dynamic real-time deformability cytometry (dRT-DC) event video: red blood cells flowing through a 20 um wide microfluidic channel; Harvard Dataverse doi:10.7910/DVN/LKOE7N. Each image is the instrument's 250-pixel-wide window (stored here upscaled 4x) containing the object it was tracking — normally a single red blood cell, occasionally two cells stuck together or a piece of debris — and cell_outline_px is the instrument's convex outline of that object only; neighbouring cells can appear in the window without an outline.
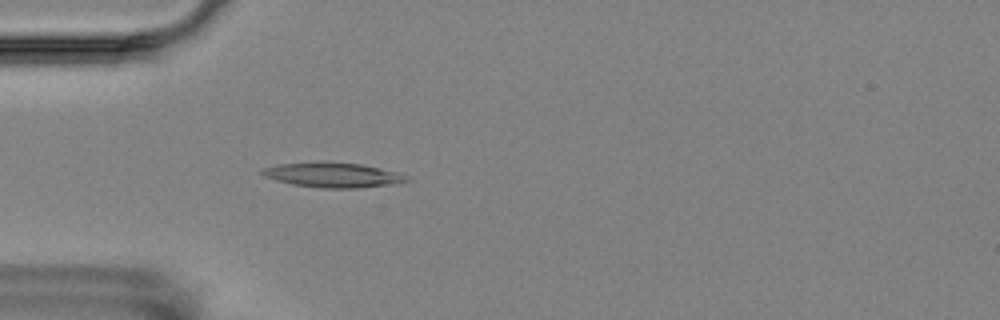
{"species": "Egyptian fruit bat (a non-hibernating species)", "species_latin": "Rousettus aegyptiacus", "temperature_condition": "room temperature", "stored_images_in_passage": 4, "camera_frame_rate_fps": 3000, "um_per_image_px": 0.085, "animal": {"sex": "female"}, "frame": {"image": 1, "passage_image": 4, "time_ms": 3.333, "image_size_px": [1000, 320], "cell_outline_px": [[412, 180], [400, 184], [356, 188], [320, 188], [292, 184], [276, 180], [264, 176], [260, 172], [264, 168], [280, 164], [360, 164], [380, 168], [396, 172], [408, 176]], "centroid_in_image_um": [28.41, 14.92], "position_along_channel_um": 56.6, "area_um2": 20.17}}